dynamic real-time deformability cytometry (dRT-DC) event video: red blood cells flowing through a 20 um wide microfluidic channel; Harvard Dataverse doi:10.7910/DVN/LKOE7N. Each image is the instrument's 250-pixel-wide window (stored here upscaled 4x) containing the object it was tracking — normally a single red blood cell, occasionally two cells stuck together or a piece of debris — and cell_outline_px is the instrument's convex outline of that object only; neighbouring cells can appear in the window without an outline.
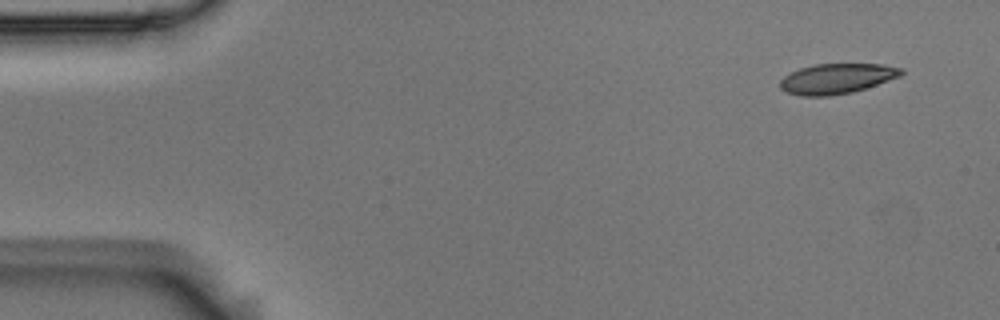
{"species": "Egyptian fruit bat (a non-hibernating species)", "species_latin": "Rousettus aegyptiacus", "temperature_condition": "room temperature", "stored_images_in_passage": 6, "camera_frame_rate_fps": 3000, "um_per_image_px": 0.085, "animal": {"sex": "male"}, "frame": {"image": 1, "passage_image": 1, "time_ms": 0.0, "image_size_px": [1000, 320], "cell_outline_px": [[904, 72], [900, 76], [852, 92], [828, 96], [800, 96], [788, 92], [780, 88], [780, 80], [784, 76], [800, 68], [812, 64], [884, 64], [904, 68]], "centroid_in_image_um": [71.12, 6.67], "position_along_channel_um": 13.9, "area_um2": 21.21}}
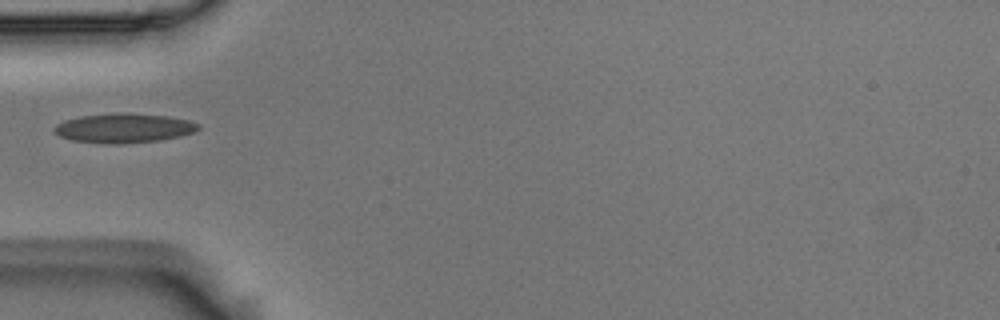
{"frame": {"image": 2, "passage_image": 5, "time_ms": 1.333, "image_size_px": [1000, 320], "cell_outline_px": [[200, 128], [196, 132], [180, 136], [160, 140], [120, 144], [112, 144], [72, 140], [60, 136], [52, 132], [52, 128], [56, 124], [64, 120], [80, 116], [128, 112], [168, 116], [188, 120], [200, 124]], "centroid_in_image_um": [10.53, 10.88], "position_along_channel_um": 74.5, "area_um2": 24.85}}
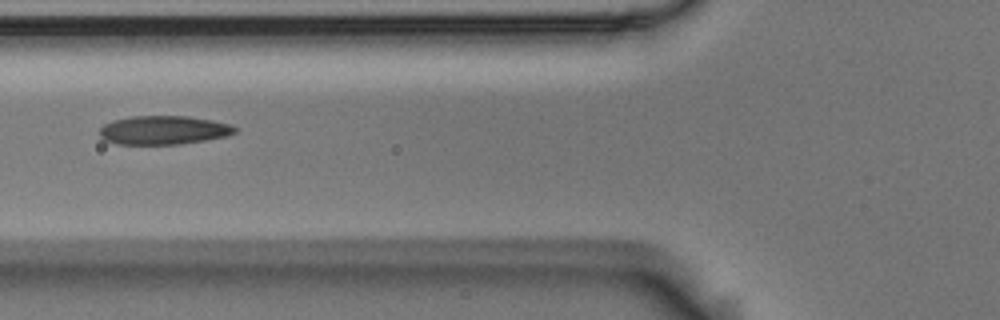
{"frame": {"image": 3, "passage_image": 6, "time_ms": 1.667, "image_size_px": [1000, 320], "cell_outline_px": [[240, 128], [236, 132], [228, 136], [180, 144], [116, 144], [104, 140], [100, 136], [100, 128], [104, 124], [116, 120], [132, 116], [188, 116], [212, 120], [232, 124]], "centroid_in_image_um": [13.95, 11.06], "position_along_channel_um": 111.8, "area_um2": 22.77}}